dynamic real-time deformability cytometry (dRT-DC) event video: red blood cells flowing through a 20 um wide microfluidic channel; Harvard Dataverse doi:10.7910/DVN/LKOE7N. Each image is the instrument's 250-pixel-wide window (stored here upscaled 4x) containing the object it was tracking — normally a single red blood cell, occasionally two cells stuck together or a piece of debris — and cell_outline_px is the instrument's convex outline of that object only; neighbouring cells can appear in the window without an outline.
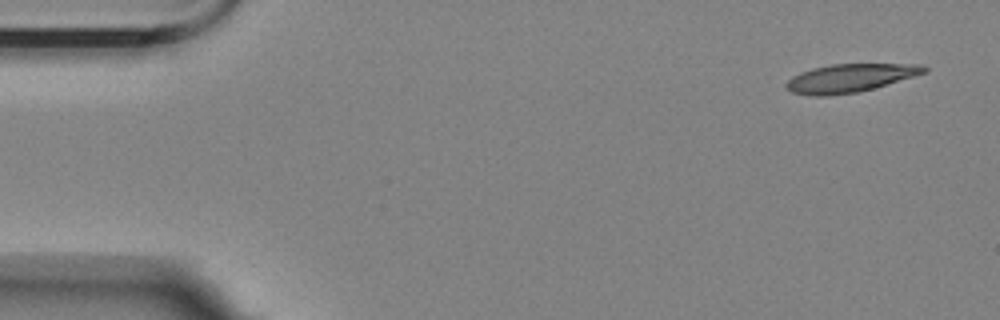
{"species": "Egyptian fruit bat (a non-hibernating species)", "species_latin": "Rousettus aegyptiacus", "temperature_condition": "room temperature", "stored_images_in_passage": 5, "camera_frame_rate_fps": 3000, "um_per_image_px": 0.085, "animal": {"sex": "female"}, "frame": {"image": 1, "passage_image": 1, "time_ms": 0.0, "image_size_px": [1000, 320], "cell_outline_px": [[928, 72], [872, 88], [856, 92], [824, 96], [816, 96], [792, 92], [784, 84], [792, 76], [800, 72], [812, 68], [832, 64], [920, 64], [928, 68]], "centroid_in_image_um": [72.24, 6.62], "position_along_channel_um": 12.8, "area_um2": 22.43}}